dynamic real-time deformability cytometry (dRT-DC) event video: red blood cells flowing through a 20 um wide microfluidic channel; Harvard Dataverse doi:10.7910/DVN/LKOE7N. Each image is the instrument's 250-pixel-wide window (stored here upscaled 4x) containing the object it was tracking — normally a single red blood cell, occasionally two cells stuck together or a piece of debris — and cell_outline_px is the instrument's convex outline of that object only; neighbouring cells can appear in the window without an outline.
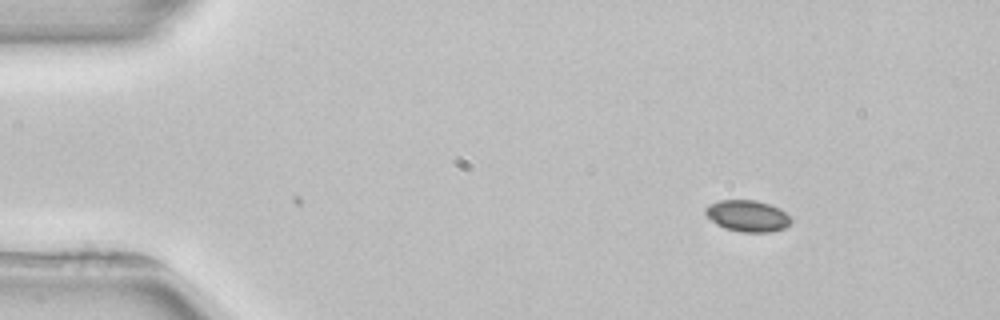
{"species": "common noctule bat (a hibernating species)", "species_latin": "Nyctalus noctula", "temperature_condition": "room temperature", "stored_images_in_passage": 3, "camera_frame_rate_fps": 3000, "um_per_image_px": 0.085, "animal": {"sex": "female", "body_mass_g": 22.7, "forearm_length_mm": 54.2}, "frame": {"image": 1, "passage_image": 3, "time_ms": 2.667, "image_size_px": [1000, 320], "cell_outline_px": [[792, 220], [784, 228], [772, 232], [740, 232], [724, 228], [716, 224], [704, 212], [704, 208], [708, 204], [720, 200], [756, 200], [780, 208]], "centroid_in_image_um": [63.51, 18.35], "position_along_channel_um": 21.5, "area_um2": 15.66}}